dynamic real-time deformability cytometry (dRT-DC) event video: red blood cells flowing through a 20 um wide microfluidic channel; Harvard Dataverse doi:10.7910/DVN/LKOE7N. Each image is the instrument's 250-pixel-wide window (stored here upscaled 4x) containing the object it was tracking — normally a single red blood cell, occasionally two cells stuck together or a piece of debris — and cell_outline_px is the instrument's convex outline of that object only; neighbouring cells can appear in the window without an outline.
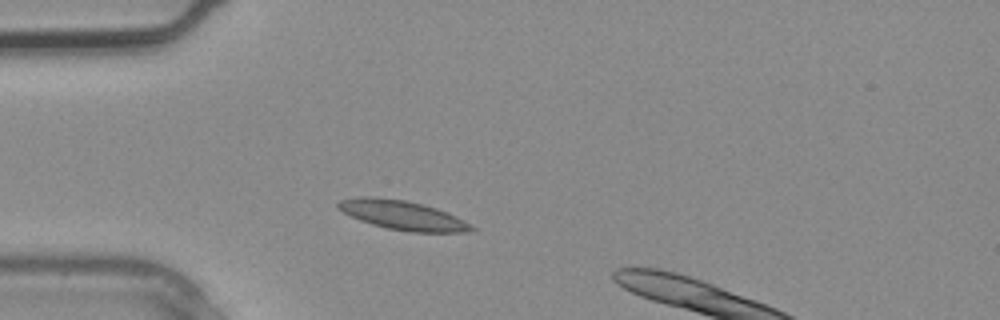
{"species": "common noctule bat (a hibernating species)", "species_latin": "Nyctalus noctula", "temperature_condition": "warm", "stored_images_in_passage": 3, "camera_frame_rate_fps": 3000, "um_per_image_px": 0.085, "animal": {"sex": "male", "body_mass_g": 20.4}, "frame": {"image": 1, "passage_image": 2, "time_ms": 0.333, "image_size_px": [1000, 320], "cell_outline_px": [[476, 228], [468, 232], [408, 232], [388, 228], [372, 224], [360, 220], [336, 208], [336, 204], [340, 200], [356, 196], [376, 196], [404, 200], [424, 204], [448, 212]], "centroid_in_image_um": [34.18, 18.27], "position_along_channel_um": 50.8, "area_um2": 22.72}}